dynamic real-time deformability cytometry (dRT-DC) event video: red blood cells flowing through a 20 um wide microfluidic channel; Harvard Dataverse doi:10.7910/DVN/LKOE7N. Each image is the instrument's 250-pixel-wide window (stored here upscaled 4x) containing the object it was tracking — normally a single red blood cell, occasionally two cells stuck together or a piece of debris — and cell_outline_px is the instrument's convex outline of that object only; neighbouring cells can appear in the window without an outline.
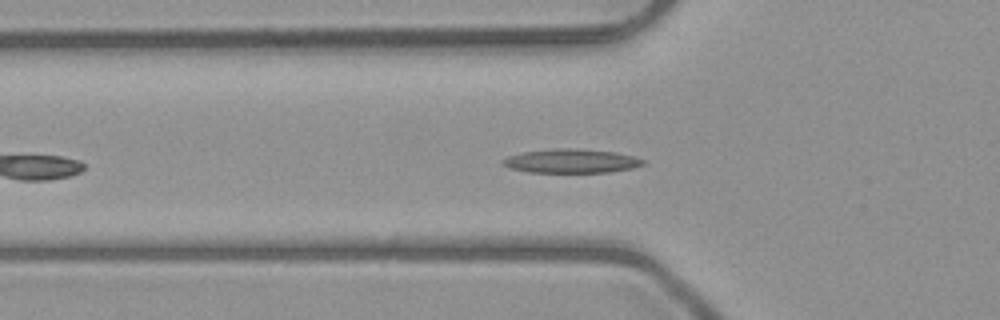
{"species": "common noctule bat (a hibernating species)", "species_latin": "Nyctalus noctula", "temperature_condition": "room temperature", "stored_images_in_passage": 37, "camera_frame_rate_fps": 3000, "um_per_image_px": 0.085, "animal": {"sex": "male", "body_mass_g": 23.1, "forearm_length_mm": 52.7}, "frame": {"image": 1, "passage_image": 2, "time_ms": 0.333, "image_size_px": [1000, 320], "cell_outline_px": [[644, 164], [632, 168], [608, 172], [528, 172], [508, 168], [500, 160], [508, 156], [524, 152], [552, 148], [576, 148], [616, 152], [632, 156], [644, 160]], "centroid_in_image_um": [48.53, 13.68], "position_along_channel_um": 77.3, "area_um2": 19.54}}
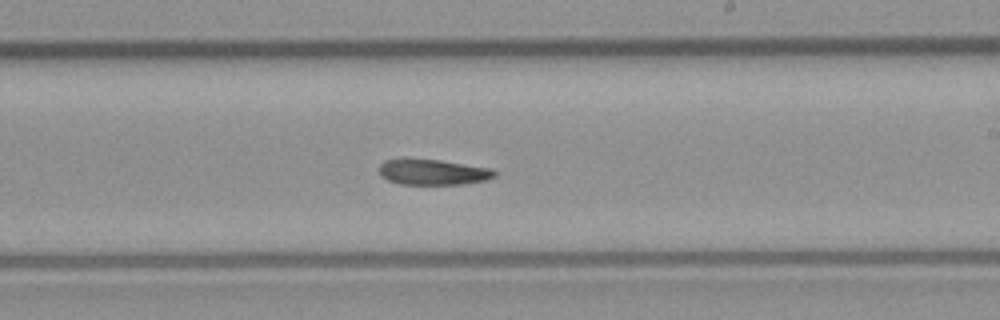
{"frame": {"image": 2, "passage_image": 15, "time_ms": 4.667, "image_size_px": [1000, 320], "cell_outline_px": [[496, 176], [484, 180], [464, 184], [400, 184], [388, 180], [380, 172], [380, 164], [384, 160], [440, 160], [492, 168], [496, 172]], "centroid_in_image_um": [36.86, 14.64], "position_along_channel_um": 252.1, "area_um2": 16.82}}
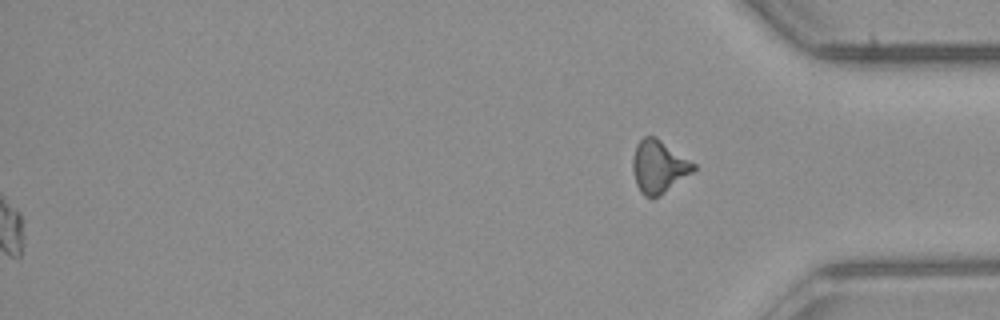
{"frame": {"image": 3, "passage_image": 37, "time_ms": 12.0, "image_size_px": [1000, 320], "cell_outline_px": [[696, 168], [692, 172], [660, 196], [652, 200], [644, 196], [640, 192], [636, 184], [632, 168], [632, 160], [636, 144], [644, 136], [656, 136], [696, 164]], "centroid_in_image_um": [55.97, 14.18], "position_along_channel_um": 379.2, "area_um2": 18.84}, "authors_computed_cell_mechanics": {"area_um2": 17.9758, "velocity_mm_per_s": 4.0167, "shape_relaxation_time_tau1_ms": 4.9453, "shape_relaxation_time_tau2_ms": null, "deformation_change_tau1": 0.1619, "deformation_change_tau2": null}}